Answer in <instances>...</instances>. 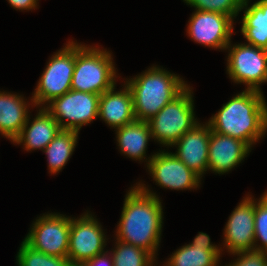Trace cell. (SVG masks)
I'll return each mask as SVG.
<instances>
[{
  "label": "cell",
  "instance_id": "6da1fadb",
  "mask_svg": "<svg viewBox=\"0 0 267 266\" xmlns=\"http://www.w3.org/2000/svg\"><path fill=\"white\" fill-rule=\"evenodd\" d=\"M131 188L124 199L116 240L141 247L155 257L163 226L161 201L145 184Z\"/></svg>",
  "mask_w": 267,
  "mask_h": 266
},
{
  "label": "cell",
  "instance_id": "7a4b0ae2",
  "mask_svg": "<svg viewBox=\"0 0 267 266\" xmlns=\"http://www.w3.org/2000/svg\"><path fill=\"white\" fill-rule=\"evenodd\" d=\"M212 131L245 142L250 148L267 132V104L262 92L235 95L208 121Z\"/></svg>",
  "mask_w": 267,
  "mask_h": 266
},
{
  "label": "cell",
  "instance_id": "3957f363",
  "mask_svg": "<svg viewBox=\"0 0 267 266\" xmlns=\"http://www.w3.org/2000/svg\"><path fill=\"white\" fill-rule=\"evenodd\" d=\"M125 83L131 90L138 121L150 120L188 86L179 76L156 66Z\"/></svg>",
  "mask_w": 267,
  "mask_h": 266
},
{
  "label": "cell",
  "instance_id": "277c9868",
  "mask_svg": "<svg viewBox=\"0 0 267 266\" xmlns=\"http://www.w3.org/2000/svg\"><path fill=\"white\" fill-rule=\"evenodd\" d=\"M96 47L75 42L72 90L101 95L116 84V70L111 53Z\"/></svg>",
  "mask_w": 267,
  "mask_h": 266
},
{
  "label": "cell",
  "instance_id": "5b68a950",
  "mask_svg": "<svg viewBox=\"0 0 267 266\" xmlns=\"http://www.w3.org/2000/svg\"><path fill=\"white\" fill-rule=\"evenodd\" d=\"M192 94V89L188 85L177 97L147 121L154 141L156 140L163 146L172 147L179 138L199 123L194 116Z\"/></svg>",
  "mask_w": 267,
  "mask_h": 266
},
{
  "label": "cell",
  "instance_id": "8992f818",
  "mask_svg": "<svg viewBox=\"0 0 267 266\" xmlns=\"http://www.w3.org/2000/svg\"><path fill=\"white\" fill-rule=\"evenodd\" d=\"M47 64L30 99L32 106L48 105L53 99L71 90L75 42L69 41L64 48L52 55Z\"/></svg>",
  "mask_w": 267,
  "mask_h": 266
},
{
  "label": "cell",
  "instance_id": "52a82bcc",
  "mask_svg": "<svg viewBox=\"0 0 267 266\" xmlns=\"http://www.w3.org/2000/svg\"><path fill=\"white\" fill-rule=\"evenodd\" d=\"M227 49L229 77L235 83H244L247 90L261 92L260 84L267 82V50L245 43L231 46V42Z\"/></svg>",
  "mask_w": 267,
  "mask_h": 266
},
{
  "label": "cell",
  "instance_id": "ba28073f",
  "mask_svg": "<svg viewBox=\"0 0 267 266\" xmlns=\"http://www.w3.org/2000/svg\"><path fill=\"white\" fill-rule=\"evenodd\" d=\"M99 98L98 94L71 89L43 108L56 119L62 130L79 132L83 125L98 117Z\"/></svg>",
  "mask_w": 267,
  "mask_h": 266
},
{
  "label": "cell",
  "instance_id": "9c48e42d",
  "mask_svg": "<svg viewBox=\"0 0 267 266\" xmlns=\"http://www.w3.org/2000/svg\"><path fill=\"white\" fill-rule=\"evenodd\" d=\"M69 239L70 217L48 213L36 219L24 241L30 247L47 255L67 257Z\"/></svg>",
  "mask_w": 267,
  "mask_h": 266
},
{
  "label": "cell",
  "instance_id": "30bf717a",
  "mask_svg": "<svg viewBox=\"0 0 267 266\" xmlns=\"http://www.w3.org/2000/svg\"><path fill=\"white\" fill-rule=\"evenodd\" d=\"M100 223L88 212L75 219L70 217V239L67 258L72 266L84 264L103 255L106 235Z\"/></svg>",
  "mask_w": 267,
  "mask_h": 266
},
{
  "label": "cell",
  "instance_id": "8fae6325",
  "mask_svg": "<svg viewBox=\"0 0 267 266\" xmlns=\"http://www.w3.org/2000/svg\"><path fill=\"white\" fill-rule=\"evenodd\" d=\"M233 21L222 13L196 10L188 21L187 33L199 44L225 50L231 42Z\"/></svg>",
  "mask_w": 267,
  "mask_h": 266
},
{
  "label": "cell",
  "instance_id": "7c38bea8",
  "mask_svg": "<svg viewBox=\"0 0 267 266\" xmlns=\"http://www.w3.org/2000/svg\"><path fill=\"white\" fill-rule=\"evenodd\" d=\"M148 159L147 169L160 187L185 190L199 186L201 178L173 153L162 150Z\"/></svg>",
  "mask_w": 267,
  "mask_h": 266
},
{
  "label": "cell",
  "instance_id": "4fadbf2b",
  "mask_svg": "<svg viewBox=\"0 0 267 266\" xmlns=\"http://www.w3.org/2000/svg\"><path fill=\"white\" fill-rule=\"evenodd\" d=\"M249 196L236 206L224 229V247L231 254L254 250L255 200Z\"/></svg>",
  "mask_w": 267,
  "mask_h": 266
},
{
  "label": "cell",
  "instance_id": "5bb4252c",
  "mask_svg": "<svg viewBox=\"0 0 267 266\" xmlns=\"http://www.w3.org/2000/svg\"><path fill=\"white\" fill-rule=\"evenodd\" d=\"M209 138V123H197L172 145L177 147L173 154L200 178L208 170Z\"/></svg>",
  "mask_w": 267,
  "mask_h": 266
},
{
  "label": "cell",
  "instance_id": "9a60e30c",
  "mask_svg": "<svg viewBox=\"0 0 267 266\" xmlns=\"http://www.w3.org/2000/svg\"><path fill=\"white\" fill-rule=\"evenodd\" d=\"M250 149L245 142L221 135L210 128L208 170L218 174L229 172L248 156Z\"/></svg>",
  "mask_w": 267,
  "mask_h": 266
},
{
  "label": "cell",
  "instance_id": "2e32d148",
  "mask_svg": "<svg viewBox=\"0 0 267 266\" xmlns=\"http://www.w3.org/2000/svg\"><path fill=\"white\" fill-rule=\"evenodd\" d=\"M124 85V88L117 92L114 85L99 98L98 118L114 129L136 121L133 96L127 84Z\"/></svg>",
  "mask_w": 267,
  "mask_h": 266
},
{
  "label": "cell",
  "instance_id": "e0dca14e",
  "mask_svg": "<svg viewBox=\"0 0 267 266\" xmlns=\"http://www.w3.org/2000/svg\"><path fill=\"white\" fill-rule=\"evenodd\" d=\"M41 108L31 123L28 116L20 134L13 140L15 144L23 143L26 151L38 148L43 151L62 130L56 119L45 108Z\"/></svg>",
  "mask_w": 267,
  "mask_h": 266
},
{
  "label": "cell",
  "instance_id": "ac0fdd59",
  "mask_svg": "<svg viewBox=\"0 0 267 266\" xmlns=\"http://www.w3.org/2000/svg\"><path fill=\"white\" fill-rule=\"evenodd\" d=\"M24 99L23 95L0 91V133L12 142L30 116L27 107L30 104Z\"/></svg>",
  "mask_w": 267,
  "mask_h": 266
},
{
  "label": "cell",
  "instance_id": "d6986e66",
  "mask_svg": "<svg viewBox=\"0 0 267 266\" xmlns=\"http://www.w3.org/2000/svg\"><path fill=\"white\" fill-rule=\"evenodd\" d=\"M249 0H244L241 33L247 44L267 50V0H258L248 7Z\"/></svg>",
  "mask_w": 267,
  "mask_h": 266
},
{
  "label": "cell",
  "instance_id": "ffe728a7",
  "mask_svg": "<svg viewBox=\"0 0 267 266\" xmlns=\"http://www.w3.org/2000/svg\"><path fill=\"white\" fill-rule=\"evenodd\" d=\"M116 138L121 152L129 158L145 160L146 148L152 138L150 125L147 121H134L116 129Z\"/></svg>",
  "mask_w": 267,
  "mask_h": 266
},
{
  "label": "cell",
  "instance_id": "44dd1931",
  "mask_svg": "<svg viewBox=\"0 0 267 266\" xmlns=\"http://www.w3.org/2000/svg\"><path fill=\"white\" fill-rule=\"evenodd\" d=\"M78 133L75 130H61L43 150L48 157L51 174L60 172L71 158L77 144Z\"/></svg>",
  "mask_w": 267,
  "mask_h": 266
},
{
  "label": "cell",
  "instance_id": "7402d4cb",
  "mask_svg": "<svg viewBox=\"0 0 267 266\" xmlns=\"http://www.w3.org/2000/svg\"><path fill=\"white\" fill-rule=\"evenodd\" d=\"M220 253V250L187 244L176 250L164 266H218Z\"/></svg>",
  "mask_w": 267,
  "mask_h": 266
},
{
  "label": "cell",
  "instance_id": "603a6c76",
  "mask_svg": "<svg viewBox=\"0 0 267 266\" xmlns=\"http://www.w3.org/2000/svg\"><path fill=\"white\" fill-rule=\"evenodd\" d=\"M113 249V266H152L156 257L141 247L117 240Z\"/></svg>",
  "mask_w": 267,
  "mask_h": 266
},
{
  "label": "cell",
  "instance_id": "cb8c5ba5",
  "mask_svg": "<svg viewBox=\"0 0 267 266\" xmlns=\"http://www.w3.org/2000/svg\"><path fill=\"white\" fill-rule=\"evenodd\" d=\"M16 258L18 266H72L67 257L47 255L30 247L24 240Z\"/></svg>",
  "mask_w": 267,
  "mask_h": 266
},
{
  "label": "cell",
  "instance_id": "d4e9b609",
  "mask_svg": "<svg viewBox=\"0 0 267 266\" xmlns=\"http://www.w3.org/2000/svg\"><path fill=\"white\" fill-rule=\"evenodd\" d=\"M195 10L218 12L234 19L241 12L244 0H183Z\"/></svg>",
  "mask_w": 267,
  "mask_h": 266
},
{
  "label": "cell",
  "instance_id": "484cf974",
  "mask_svg": "<svg viewBox=\"0 0 267 266\" xmlns=\"http://www.w3.org/2000/svg\"><path fill=\"white\" fill-rule=\"evenodd\" d=\"M254 228V250L267 252V192L255 201ZM259 240L262 244L257 245Z\"/></svg>",
  "mask_w": 267,
  "mask_h": 266
},
{
  "label": "cell",
  "instance_id": "4316f807",
  "mask_svg": "<svg viewBox=\"0 0 267 266\" xmlns=\"http://www.w3.org/2000/svg\"><path fill=\"white\" fill-rule=\"evenodd\" d=\"M233 255H237L238 258L225 266H267V252L263 251H243L237 252Z\"/></svg>",
  "mask_w": 267,
  "mask_h": 266
},
{
  "label": "cell",
  "instance_id": "83f0119b",
  "mask_svg": "<svg viewBox=\"0 0 267 266\" xmlns=\"http://www.w3.org/2000/svg\"><path fill=\"white\" fill-rule=\"evenodd\" d=\"M190 244L193 247H206L208 250H221V247L219 249L218 246L213 245L210 241L209 235L203 232H199Z\"/></svg>",
  "mask_w": 267,
  "mask_h": 266
},
{
  "label": "cell",
  "instance_id": "f1b7e54d",
  "mask_svg": "<svg viewBox=\"0 0 267 266\" xmlns=\"http://www.w3.org/2000/svg\"><path fill=\"white\" fill-rule=\"evenodd\" d=\"M79 266H113V259L112 256H108V253L106 252L105 254L97 256L94 259Z\"/></svg>",
  "mask_w": 267,
  "mask_h": 266
},
{
  "label": "cell",
  "instance_id": "f546056e",
  "mask_svg": "<svg viewBox=\"0 0 267 266\" xmlns=\"http://www.w3.org/2000/svg\"><path fill=\"white\" fill-rule=\"evenodd\" d=\"M38 0H8L9 4L17 10H31L37 8Z\"/></svg>",
  "mask_w": 267,
  "mask_h": 266
}]
</instances>
